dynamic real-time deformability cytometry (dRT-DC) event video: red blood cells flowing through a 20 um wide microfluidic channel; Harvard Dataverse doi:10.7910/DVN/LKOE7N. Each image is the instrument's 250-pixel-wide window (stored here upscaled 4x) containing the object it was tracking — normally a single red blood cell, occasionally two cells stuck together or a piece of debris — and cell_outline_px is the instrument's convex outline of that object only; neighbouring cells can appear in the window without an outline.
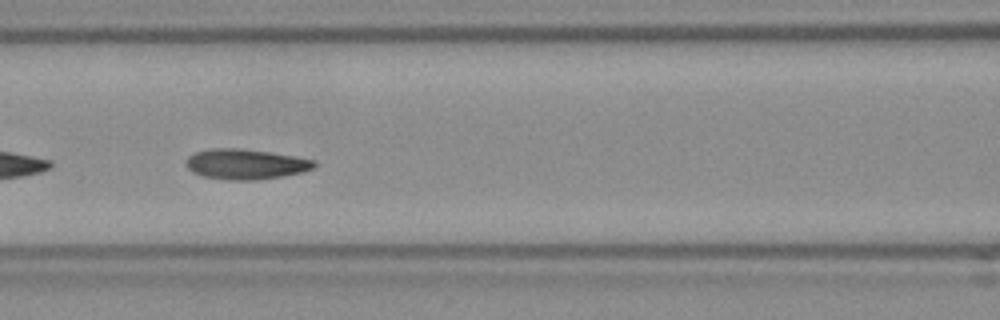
{"species": "Egyptian fruit bat (a non-hibernating species)", "species_latin": "Rousettus aegyptiacus", "temperature_condition": "room temperature", "stored_images_in_passage": 24, "camera_frame_rate_fps": 3000, "um_per_image_px": 0.085, "frame": {"image": 1, "passage_image": 8, "time_ms": 2.333, "image_size_px": [1000, 320], "cell_outline_px": [[316, 164], [312, 168], [304, 172], [256, 180], [224, 180], [204, 176], [192, 172], [184, 164], [188, 156], [196, 152], [212, 148], [236, 148], [268, 152], [316, 160]], "centroid_in_image_um": [20.84, 13.96], "position_along_channel_um": 145.8, "area_um2": 22.48}}